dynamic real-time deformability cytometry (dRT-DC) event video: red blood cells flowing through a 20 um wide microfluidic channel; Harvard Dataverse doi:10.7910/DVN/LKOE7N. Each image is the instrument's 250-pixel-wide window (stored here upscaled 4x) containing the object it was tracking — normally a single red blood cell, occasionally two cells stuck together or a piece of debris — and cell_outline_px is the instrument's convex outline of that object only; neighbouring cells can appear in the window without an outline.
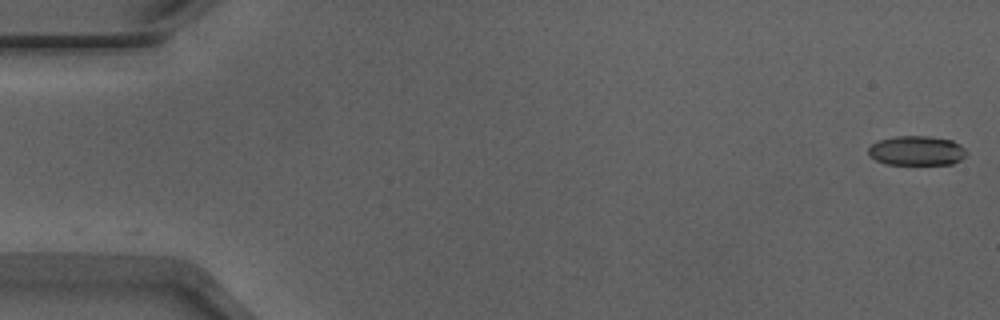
{"species": "Egyptian fruit bat (a non-hibernating species)", "species_latin": "Rousettus aegyptiacus", "temperature_condition": "warm", "stored_images_in_passage": 48, "camera_frame_rate_fps": 3000, "um_per_image_px": 0.085, "animal": {"sex": "male"}, "frame": {"image": 1, "passage_image": 1, "time_ms": 0.0, "image_size_px": [1000, 320], "cell_outline_px": [[968, 152], [960, 160], [952, 164], [888, 164], [876, 160], [868, 156], [868, 148], [872, 144], [880, 140], [896, 136], [928, 136], [952, 140], [960, 144]], "centroid_in_image_um": [77.92, 12.81], "position_along_channel_um": 7.1, "area_um2": 16.88}}
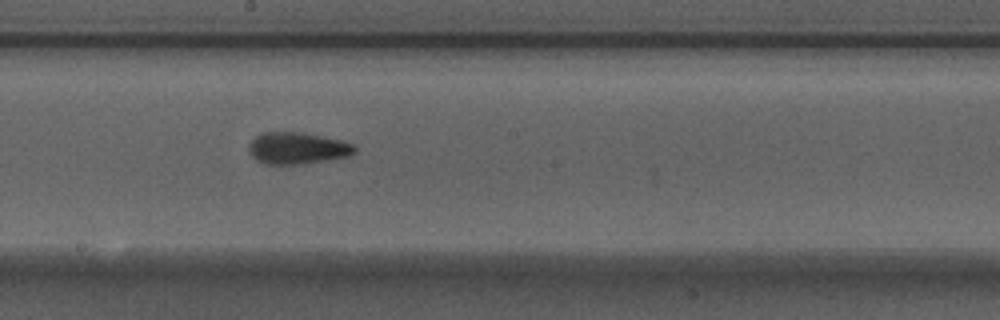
{"frame": {"image": 2, "passage_image": 29, "time_ms": 9.333, "image_size_px": [1000, 320], "cell_outline_px": [[356, 152], [348, 156], [296, 164], [264, 164], [256, 160], [252, 156], [248, 148], [248, 144], [260, 132], [304, 132], [340, 140], [352, 144], [356, 148]], "centroid_in_image_um": [25.23, 12.58], "position_along_channel_um": 223.0, "area_um2": 19.42}}
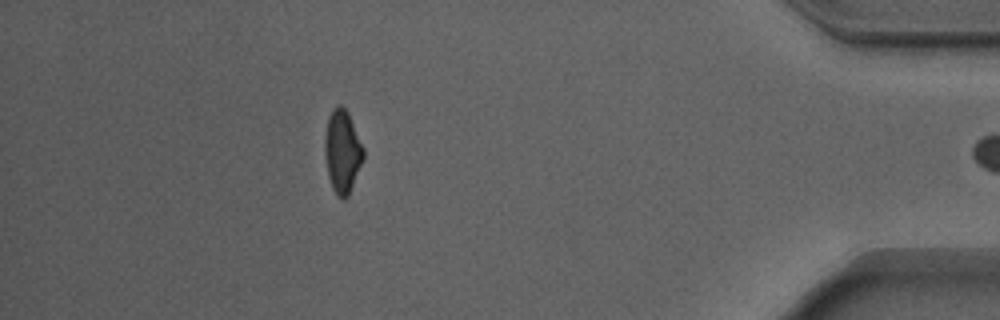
{"frame": {"image": 3, "passage_image": 47, "time_ms": 15.333, "image_size_px": [1000, 320], "cell_outline_px": [[364, 156], [348, 196], [344, 200], [332, 188], [328, 176], [324, 148], [324, 136], [328, 116], [332, 108], [336, 104], [340, 104], [348, 112], [364, 148]], "centroid_in_image_um": [29.08, 12.81], "position_along_channel_um": 406.1, "area_um2": 18.61}}